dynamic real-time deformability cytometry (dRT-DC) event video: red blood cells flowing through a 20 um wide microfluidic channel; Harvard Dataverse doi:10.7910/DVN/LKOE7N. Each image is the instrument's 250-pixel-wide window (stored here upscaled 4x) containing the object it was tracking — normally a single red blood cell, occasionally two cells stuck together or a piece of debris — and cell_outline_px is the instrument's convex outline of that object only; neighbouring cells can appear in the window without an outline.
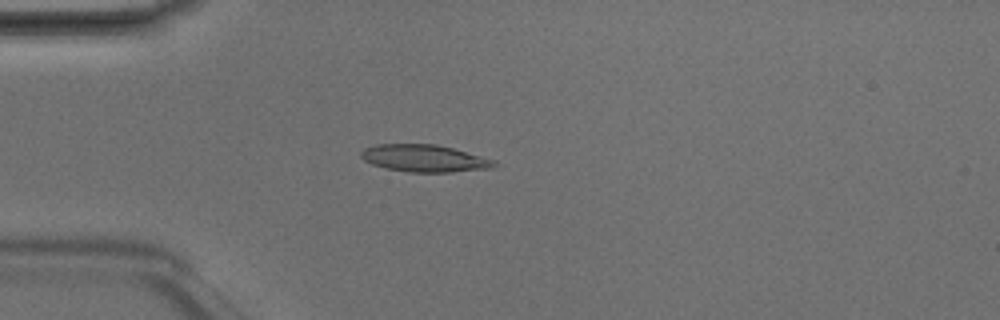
{"species": "Egyptian fruit bat (a non-hibernating species)", "species_latin": "Rousettus aegyptiacus", "temperature_condition": "room temperature", "stored_images_in_passage": 4, "camera_frame_rate_fps": 3000, "um_per_image_px": 0.085, "animal": {"sex": "male"}, "frame": {"image": 1, "passage_image": 3, "time_ms": 0.667, "image_size_px": [1000, 320], "cell_outline_px": [[500, 164], [492, 168], [452, 172], [408, 172], [384, 168], [372, 164], [364, 160], [360, 156], [360, 152], [364, 148], [376, 144], [436, 144], [452, 148], [496, 160]], "centroid_in_image_um": [36.08, 13.46], "position_along_channel_um": 48.9, "area_um2": 21.27}}